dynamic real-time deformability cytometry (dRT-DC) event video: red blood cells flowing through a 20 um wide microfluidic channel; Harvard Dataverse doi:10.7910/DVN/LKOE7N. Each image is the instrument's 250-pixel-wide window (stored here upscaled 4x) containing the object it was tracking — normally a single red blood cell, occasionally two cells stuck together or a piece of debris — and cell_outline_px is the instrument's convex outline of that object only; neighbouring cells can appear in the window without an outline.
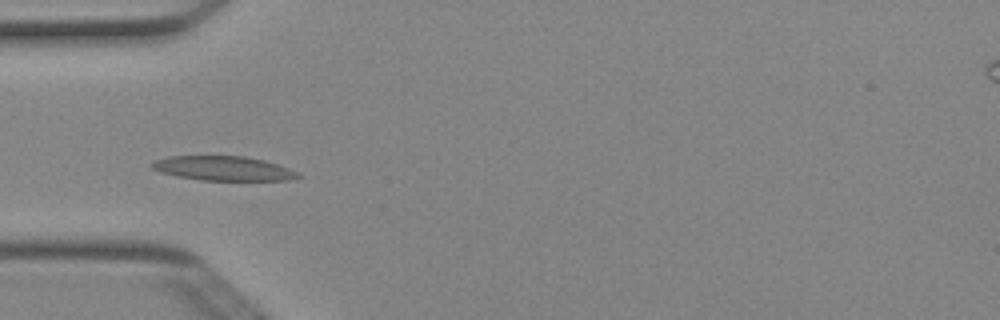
{"species": "Egyptian fruit bat (a non-hibernating species)", "species_latin": "Rousettus aegyptiacus", "temperature_condition": "cold", "stored_images_in_passage": 6, "camera_frame_rate_fps": 3000, "um_per_image_px": 0.085, "animal": {"sex": "female"}, "frame": {"image": 1, "passage_image": 5, "time_ms": 1.333, "image_size_px": [1000, 320], "cell_outline_px": [[304, 176], [288, 180], [200, 180], [176, 176], [160, 172], [152, 168], [148, 164], [156, 160], [168, 156], [244, 156], [264, 160], [288, 168]], "centroid_in_image_um": [18.95, 14.31], "position_along_channel_um": 66.1, "area_um2": 20.75}}
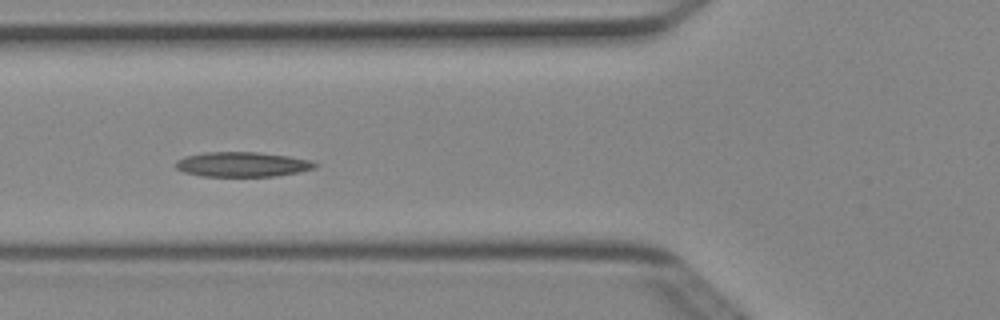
{"frame": {"image": 2, "passage_image": 6, "time_ms": 1.667, "image_size_px": [1000, 320], "cell_outline_px": [[320, 164], [316, 168], [300, 172], [276, 176], [200, 176], [184, 172], [176, 168], [176, 160], [184, 156], [204, 152], [256, 152], [288, 156], [308, 160]], "centroid_in_image_um": [20.59, 13.97], "position_along_channel_um": 105.2, "area_um2": 20.23}}